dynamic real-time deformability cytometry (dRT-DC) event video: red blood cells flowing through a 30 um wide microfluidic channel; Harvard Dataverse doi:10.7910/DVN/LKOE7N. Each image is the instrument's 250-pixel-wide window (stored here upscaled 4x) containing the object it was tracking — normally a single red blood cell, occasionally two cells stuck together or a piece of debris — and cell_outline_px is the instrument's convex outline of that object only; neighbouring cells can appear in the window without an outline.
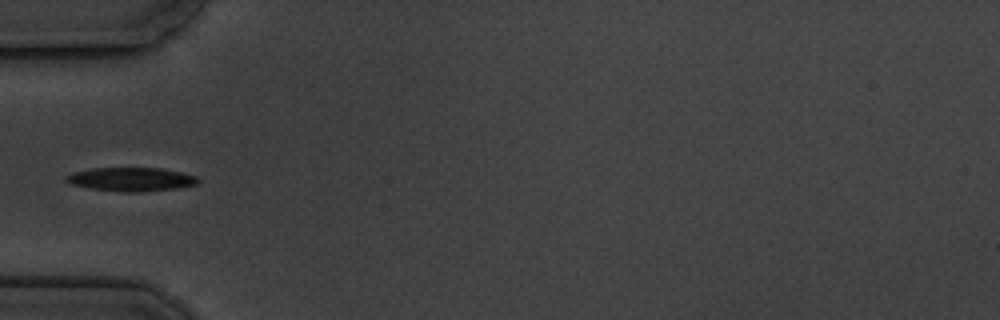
{"species": "common noctule bat (a hibernating species)", "species_latin": "Nyctalus noctula", "temperature_condition": "cold", "stored_images_in_passage": 9, "camera_frame_rate_fps": 3000, "um_per_image_px": 0.085, "animal": {"sex": "male", "body_mass_g": 19.5, "forearm_length_mm": 54.6}, "frame": {"image": 1, "passage_image": 6, "time_ms": 6.0, "image_size_px": [1000, 320], "cell_outline_px": [[200, 180], [196, 184], [176, 188], [140, 192], [120, 192], [92, 188], [72, 184], [64, 180], [64, 176], [72, 172], [92, 168], [160, 168], [180, 172], [196, 176]], "centroid_in_image_um": [11.11, 15.24], "position_along_channel_um": 73.9, "area_um2": 18.15}}
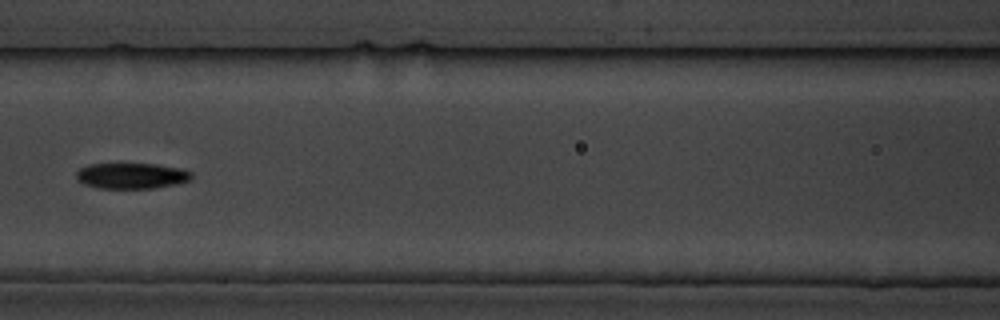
{"frame": {"image": 2, "passage_image": 8, "time_ms": 8.333, "image_size_px": [1000, 320], "cell_outline_px": [[192, 180], [176, 184], [152, 188], [100, 188], [84, 184], [76, 180], [76, 172], [80, 168], [88, 164], [156, 164], [184, 168], [192, 172]], "centroid_in_image_um": [11.21, 14.93], "position_along_channel_um": 155.4, "area_um2": 17.46}}